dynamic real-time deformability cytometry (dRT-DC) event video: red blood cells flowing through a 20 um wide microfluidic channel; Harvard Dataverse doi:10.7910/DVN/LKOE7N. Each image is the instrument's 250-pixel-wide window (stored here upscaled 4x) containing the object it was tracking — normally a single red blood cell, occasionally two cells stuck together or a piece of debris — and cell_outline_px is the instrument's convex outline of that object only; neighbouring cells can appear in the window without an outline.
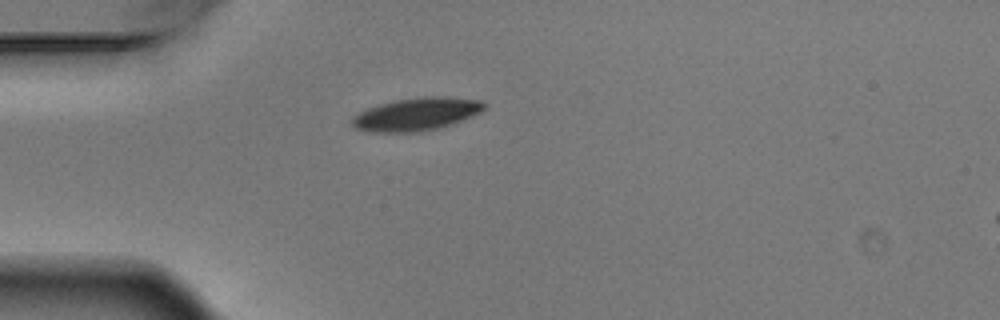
{"species": "Egyptian fruit bat (a non-hibernating species)", "species_latin": "Rousettus aegyptiacus", "temperature_condition": "warm", "stored_images_in_passage": 1, "camera_frame_rate_fps": 3000, "um_per_image_px": 0.085, "animal": {"sex": "male"}, "frame": {"image": 1, "passage_image": 1, "time_ms": 0.0, "image_size_px": [1000, 320], "cell_outline_px": [[488, 104], [480, 112], [460, 120], [436, 128], [412, 132], [368, 132], [352, 128], [348, 120], [352, 116], [368, 108], [380, 104], [396, 100], [424, 96], [448, 96], [484, 100]], "centroid_in_image_um": [35.35, 9.69], "position_along_channel_um": 49.7, "area_um2": 25.37}}